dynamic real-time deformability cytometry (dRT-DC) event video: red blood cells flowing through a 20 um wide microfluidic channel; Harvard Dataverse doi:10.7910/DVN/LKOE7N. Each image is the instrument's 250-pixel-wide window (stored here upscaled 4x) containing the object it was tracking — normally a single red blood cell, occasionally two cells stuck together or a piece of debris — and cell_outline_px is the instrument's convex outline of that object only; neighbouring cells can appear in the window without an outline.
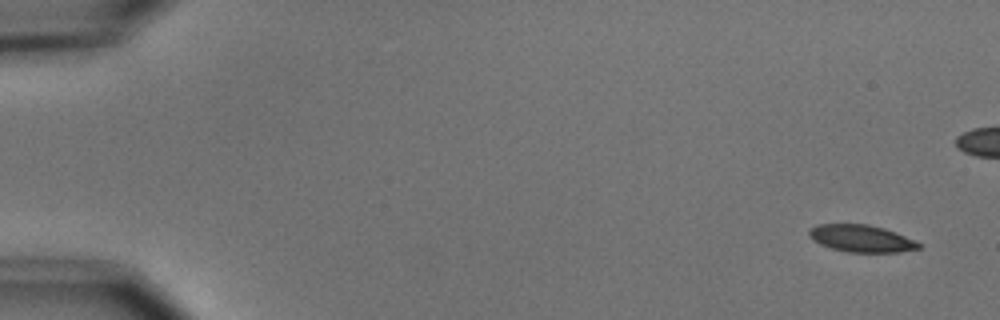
{"species": "common noctule bat (a hibernating species)", "species_latin": "Nyctalus noctula", "temperature_condition": "cold", "stored_images_in_passage": 6, "camera_frame_rate_fps": 3000, "um_per_image_px": 0.085, "animal": {"sex": "male", "body_mass_g": 15.6}, "frame": {"image": 1, "passage_image": 1, "time_ms": 0.0, "image_size_px": [1000, 320], "cell_outline_px": [[920, 248], [900, 252], [848, 252], [832, 248], [820, 244], [812, 240], [808, 236], [808, 232], [816, 224], [868, 224], [884, 228], [896, 232], [920, 244]], "centroid_in_image_um": [73.17, 20.26], "position_along_channel_um": 11.8, "area_um2": 17.22}}